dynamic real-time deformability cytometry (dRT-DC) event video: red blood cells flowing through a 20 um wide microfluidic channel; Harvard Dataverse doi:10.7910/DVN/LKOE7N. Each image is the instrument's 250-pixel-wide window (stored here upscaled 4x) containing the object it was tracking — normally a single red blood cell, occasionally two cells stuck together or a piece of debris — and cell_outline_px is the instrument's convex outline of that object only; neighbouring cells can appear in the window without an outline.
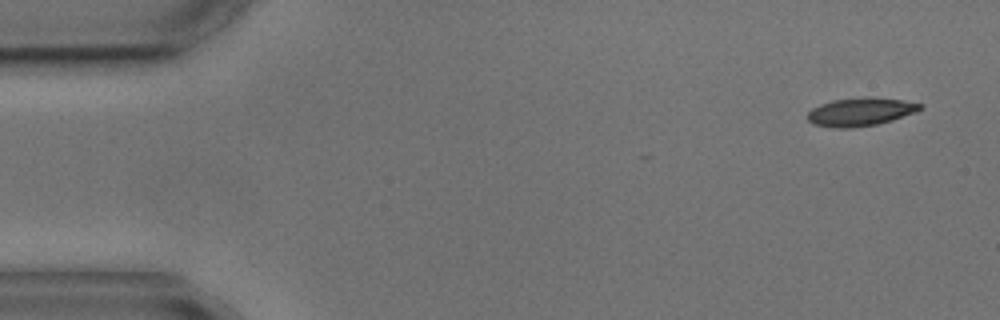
{"species": "common noctule bat (a hibernating species)", "species_latin": "Nyctalus noctula", "temperature_condition": "cold", "stored_images_in_passage": 5, "camera_frame_rate_fps": 3000, "um_per_image_px": 0.085, "animal": {"sex": "male", "body_mass_g": 17.9, "forearm_length_mm": 54.2}, "frame": {"image": 1, "passage_image": 1, "time_ms": 0.0, "image_size_px": [1000, 320], "cell_outline_px": [[924, 108], [916, 112], [892, 120], [876, 124], [848, 128], [832, 128], [812, 124], [808, 120], [808, 112], [812, 108], [820, 104], [832, 100], [868, 96], [900, 100], [924, 104]], "centroid_in_image_um": [73.14, 9.5], "position_along_channel_um": 11.9, "area_um2": 18.61}}
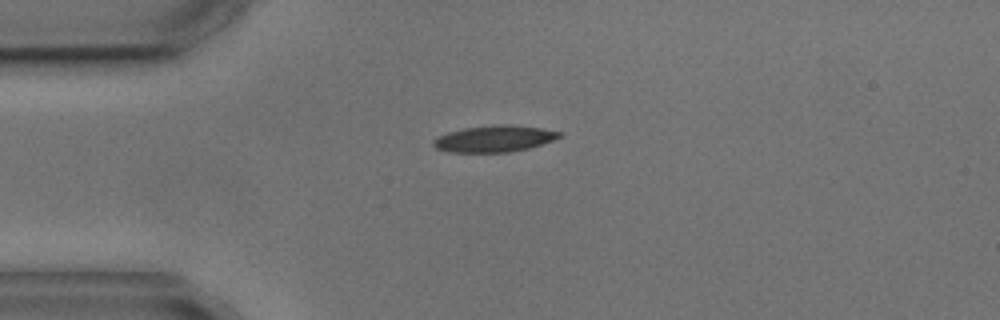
{"frame": {"image": 2, "passage_image": 4, "time_ms": 3.333, "image_size_px": [1000, 320], "cell_outline_px": [[564, 132], [560, 136], [552, 140], [528, 148], [508, 152], [448, 152], [436, 148], [432, 144], [432, 140], [448, 132], [464, 128], [500, 124], [508, 124], [540, 128]], "centroid_in_image_um": [41.99, 11.79], "position_along_channel_um": 43.0, "area_um2": 19.25}}
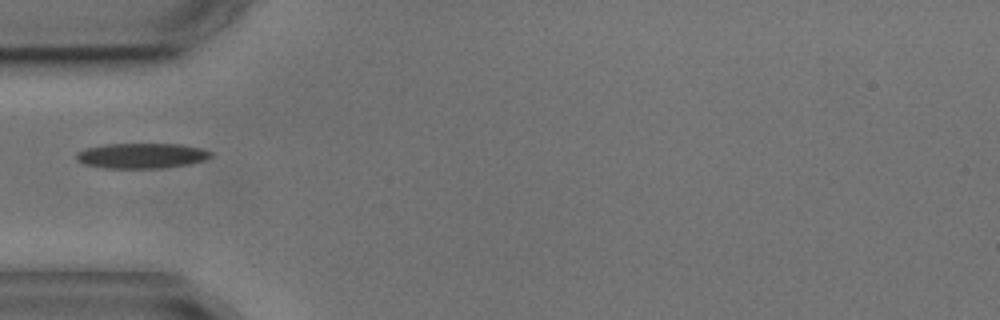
{"frame": {"image": 3, "passage_image": 5, "time_ms": 4.667, "image_size_px": [1000, 320], "cell_outline_px": [[212, 156], [204, 160], [188, 164], [164, 168], [104, 168], [84, 164], [76, 160], [76, 152], [88, 148], [104, 144], [180, 144], [200, 148], [212, 152]], "centroid_in_image_um": [12.02, 13.24], "position_along_channel_um": 73.0, "area_um2": 19.77}}